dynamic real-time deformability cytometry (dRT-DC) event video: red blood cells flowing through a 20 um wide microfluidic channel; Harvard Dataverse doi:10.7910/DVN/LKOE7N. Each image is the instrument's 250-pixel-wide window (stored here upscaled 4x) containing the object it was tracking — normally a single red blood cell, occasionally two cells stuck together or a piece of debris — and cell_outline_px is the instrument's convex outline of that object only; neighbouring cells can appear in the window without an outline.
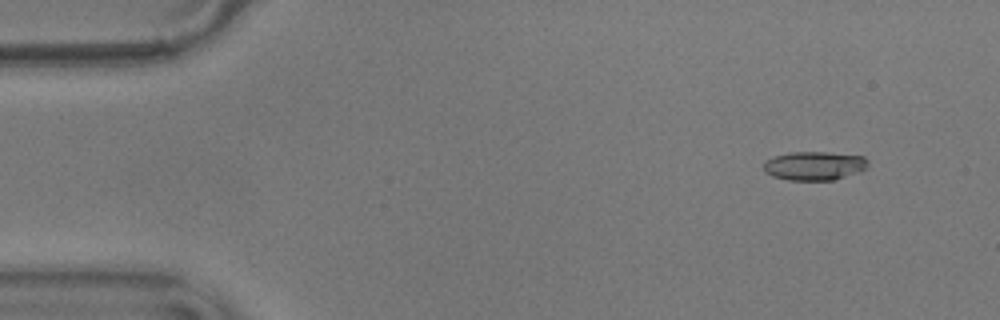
{"species": "common noctule bat (a hibernating species)", "species_latin": "Nyctalus noctula", "temperature_condition": "warm", "stored_images_in_passage": 52, "camera_frame_rate_fps": 3000, "um_per_image_px": 0.085, "animal": {"sex": "male", "body_mass_g": 17.9}, "frame": {"image": 1, "passage_image": 1, "time_ms": 0.0, "image_size_px": [1000, 320], "cell_outline_px": [[868, 164], [860, 172], [832, 180], [788, 180], [772, 176], [764, 172], [764, 160], [772, 156], [788, 152], [828, 152], [864, 156], [868, 160]], "centroid_in_image_um": [69.18, 14.08], "position_along_channel_um": 15.8, "area_um2": 17.69}}
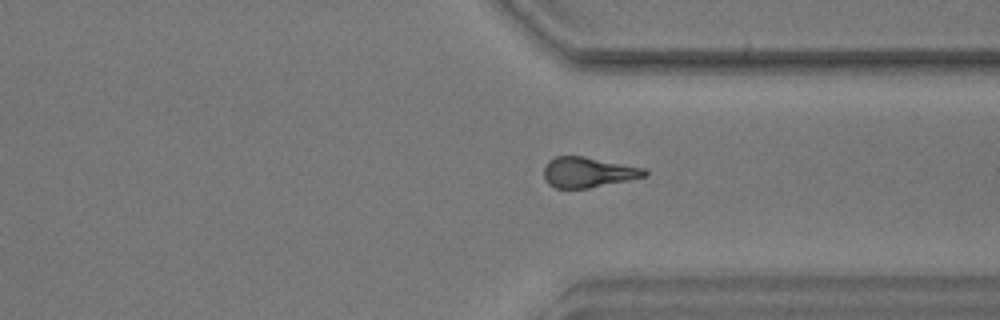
{"frame": {"image": 2, "passage_image": 38, "time_ms": 12.333, "image_size_px": [1000, 320], "cell_outline_px": [[648, 176], [588, 188], [556, 188], [548, 184], [544, 180], [544, 168], [548, 160], [556, 156], [584, 156], [644, 168], [648, 172]], "centroid_in_image_um": [49.97, 14.64], "position_along_channel_um": 361.4, "area_um2": 17.8}}
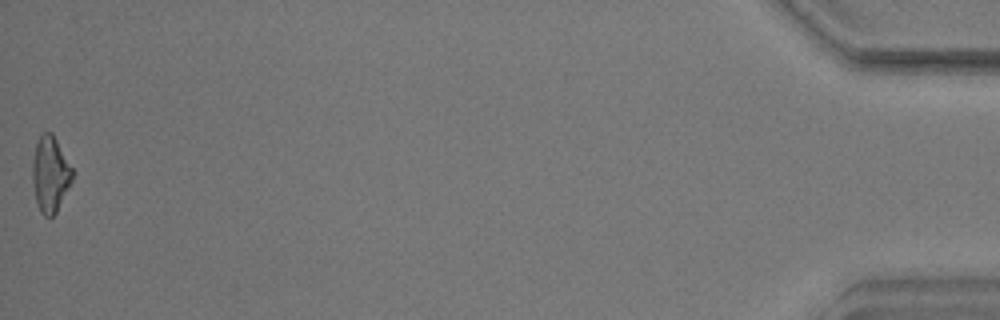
{"frame": {"image": 3, "passage_image": 52, "time_ms": 17.0, "image_size_px": [1000, 320], "cell_outline_px": [[72, 180], [56, 212], [52, 216], [44, 216], [40, 212], [36, 200], [32, 180], [32, 160], [36, 144], [40, 136], [44, 132], [52, 132], [72, 168]], "centroid_in_image_um": [4.25, 14.8], "position_along_channel_um": 430.9, "area_um2": 17.34}, "authors_computed_cell_mechanics": {"area_um2": 17.7735, "velocity_mm_per_s": 3.5907, "shape_relaxation_time_tau1_ms": null, "shape_relaxation_time_tau2_ms": 4.9374, "deformation_change_tau1": null, "deformation_change_tau2": 0.1558}}